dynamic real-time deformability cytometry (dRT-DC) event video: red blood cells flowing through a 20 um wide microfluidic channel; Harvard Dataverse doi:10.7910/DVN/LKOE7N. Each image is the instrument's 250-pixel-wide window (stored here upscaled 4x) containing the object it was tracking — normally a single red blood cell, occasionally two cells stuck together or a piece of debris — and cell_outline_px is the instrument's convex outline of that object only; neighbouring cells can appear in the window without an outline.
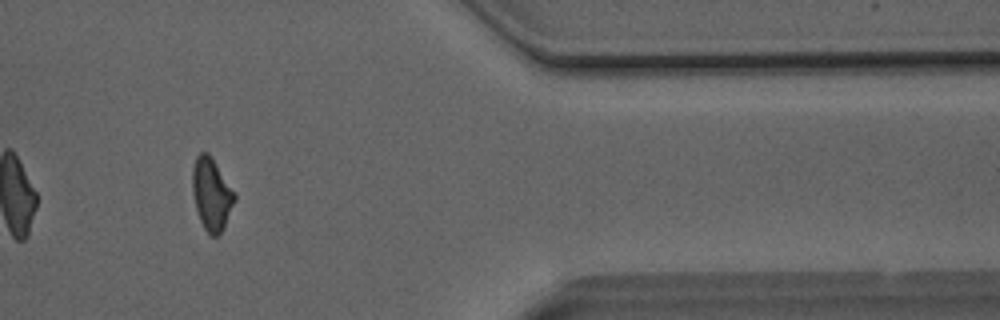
{"species": "Egyptian fruit bat (a non-hibernating species)", "species_latin": "Rousettus aegyptiacus", "temperature_condition": "room temperature", "stored_images_in_passage": 26, "camera_frame_rate_fps": 3000, "um_per_image_px": 0.085, "animal": {"sex": "male"}, "frame": {"image": 1, "passage_image": 22, "time_ms": 7.0, "image_size_px": [1000, 320], "cell_outline_px": [[236, 200], [220, 232], [216, 236], [212, 236], [204, 228], [200, 220], [196, 208], [192, 192], [192, 168], [196, 156], [200, 152], [208, 152], [236, 192]], "centroid_in_image_um": [17.97, 16.45], "position_along_channel_um": 393.4, "area_um2": 17.69}}